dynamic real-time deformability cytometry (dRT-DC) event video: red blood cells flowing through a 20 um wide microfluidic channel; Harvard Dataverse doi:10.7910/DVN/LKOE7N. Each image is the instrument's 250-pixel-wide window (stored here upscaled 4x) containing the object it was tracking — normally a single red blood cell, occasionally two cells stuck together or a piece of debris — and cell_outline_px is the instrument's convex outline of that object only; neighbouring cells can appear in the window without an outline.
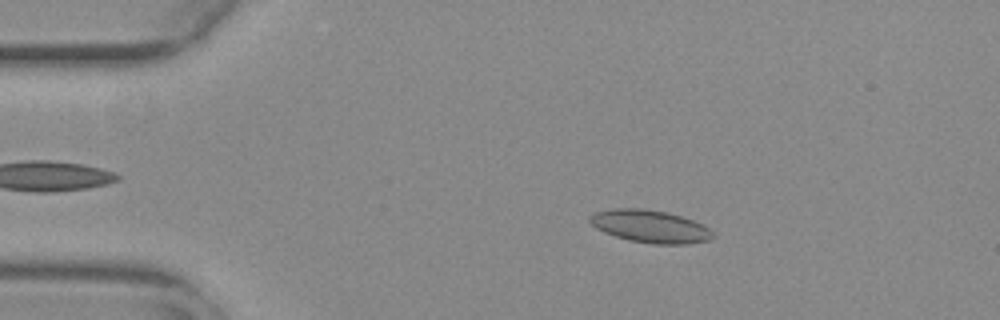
{"species": "common noctule bat (a hibernating species)", "species_latin": "Nyctalus noctula", "temperature_condition": "warm", "stored_images_in_passage": 28, "camera_frame_rate_fps": 3000, "um_per_image_px": 0.085, "animal": {"sex": "female", "body_mass_g": 29.2, "forearm_length_mm": 56.3}, "frame": {"image": 1, "passage_image": 10, "time_ms": 3.0, "image_size_px": [1000, 320], "cell_outline_px": [[716, 236], [712, 240], [688, 244], [652, 244], [628, 240], [604, 232], [596, 228], [588, 220], [588, 216], [596, 212], [612, 208], [644, 208], [668, 212], [704, 224]], "centroid_in_image_um": [55.28, 19.24], "position_along_channel_um": 29.7, "area_um2": 23.64}}
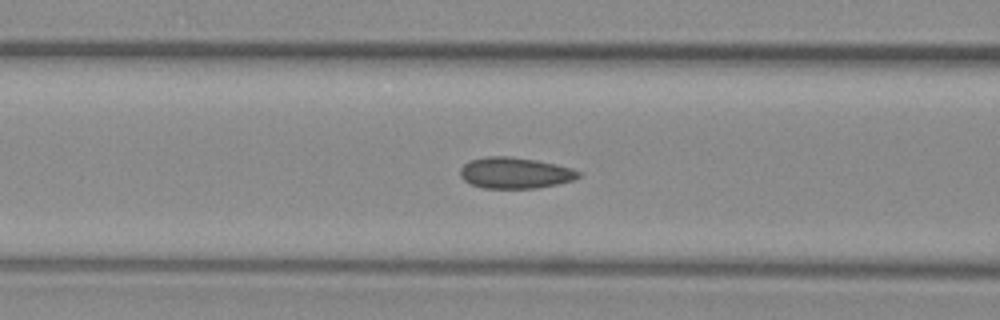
{"frame": {"image": 2, "passage_image": 22, "time_ms": 7.0, "image_size_px": [1000, 320], "cell_outline_px": [[580, 176], [572, 180], [556, 184], [536, 188], [484, 188], [472, 184], [464, 180], [460, 176], [460, 168], [468, 160], [488, 156], [508, 156], [536, 160], [556, 164], [572, 168], [580, 172]], "centroid_in_image_um": [43.75, 14.69], "position_along_channel_um": 122.9, "area_um2": 21.39}}
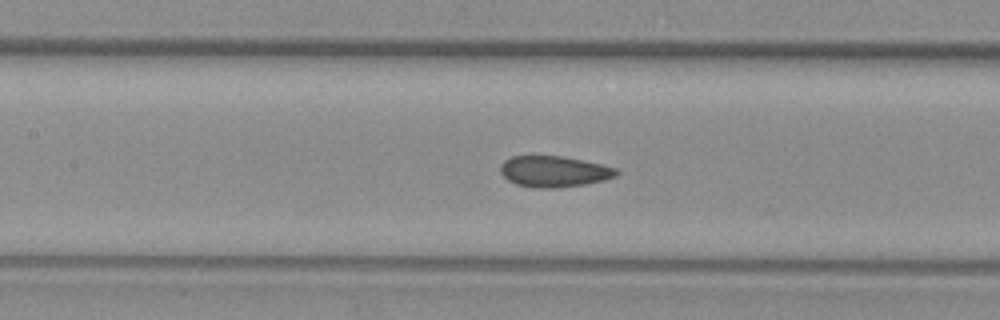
{"frame": {"image": 3, "passage_image": 25, "time_ms": 8.0, "image_size_px": [1000, 320], "cell_outline_px": [[620, 172], [616, 176], [604, 180], [584, 184], [556, 188], [536, 188], [516, 184], [508, 180], [500, 172], [500, 164], [504, 160], [512, 156], [560, 156], [600, 164], [616, 168]], "centroid_in_image_um": [47.07, 14.58], "position_along_channel_um": 160.3, "area_um2": 20.87}}